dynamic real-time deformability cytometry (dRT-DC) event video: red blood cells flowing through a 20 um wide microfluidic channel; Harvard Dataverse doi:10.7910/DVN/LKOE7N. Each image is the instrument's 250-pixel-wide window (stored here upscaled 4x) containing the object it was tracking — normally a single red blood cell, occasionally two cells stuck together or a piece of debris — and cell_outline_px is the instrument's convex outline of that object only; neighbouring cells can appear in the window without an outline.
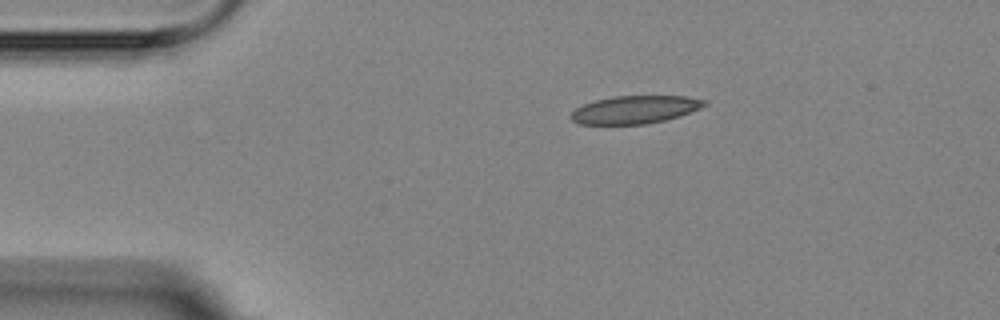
{"species": "Egyptian fruit bat (a non-hibernating species)", "species_latin": "Rousettus aegyptiacus", "temperature_condition": "room temperature", "stored_images_in_passage": 2, "camera_frame_rate_fps": 3000, "um_per_image_px": 0.085, "animal": {"sex": "female"}, "frame": {"image": 1, "passage_image": 1, "time_ms": 0.0, "image_size_px": [1000, 320], "cell_outline_px": [[708, 104], [700, 108], [664, 120], [644, 124], [580, 124], [572, 120], [568, 116], [576, 108], [584, 104], [596, 100], [612, 96], [688, 96], [708, 100]], "centroid_in_image_um": [53.96, 9.31], "position_along_channel_um": 31.0, "area_um2": 21.56}}